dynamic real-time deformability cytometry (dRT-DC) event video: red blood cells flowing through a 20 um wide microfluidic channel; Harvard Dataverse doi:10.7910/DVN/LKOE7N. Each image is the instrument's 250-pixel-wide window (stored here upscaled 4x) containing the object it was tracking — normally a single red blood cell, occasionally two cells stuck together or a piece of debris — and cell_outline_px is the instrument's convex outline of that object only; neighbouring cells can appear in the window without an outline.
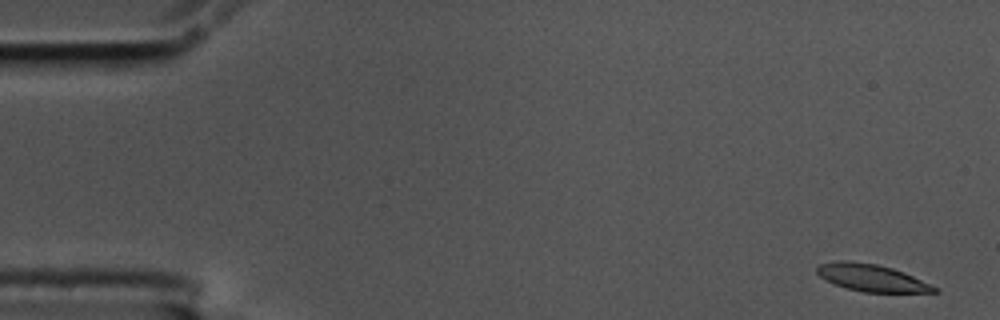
{"species": "common noctule bat (a hibernating species)", "species_latin": "Nyctalus noctula", "temperature_condition": "cold", "stored_images_in_passage": 57, "camera_frame_rate_fps": 3000, "um_per_image_px": 0.085, "animal": {"sex": "male", "body_mass_g": 17.5, "forearm_length_mm": 52.3}, "frame": {"image": 1, "passage_image": 1, "time_ms": 0.0, "image_size_px": [1000, 320], "cell_outline_px": [[940, 292], [864, 292], [848, 288], [836, 284], [820, 276], [816, 272], [816, 268], [820, 264], [840, 260], [848, 260], [876, 264], [892, 268], [904, 272], [940, 288]], "centroid_in_image_um": [74.13, 23.61], "position_along_channel_um": 10.9, "area_um2": 18.38}}
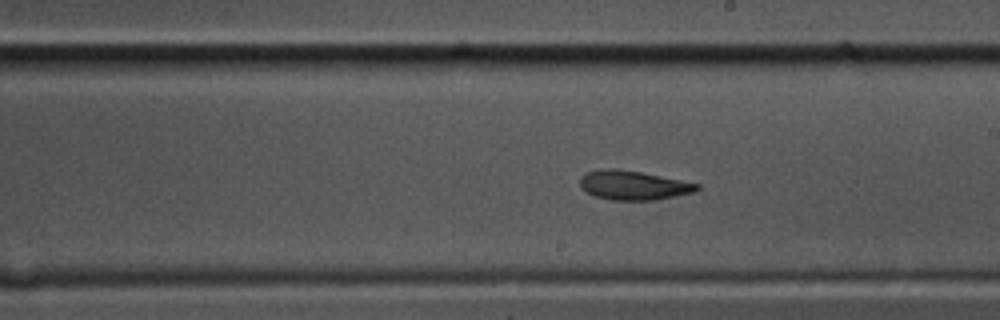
{"frame": {"image": 2, "passage_image": 31, "time_ms": 10.0, "image_size_px": [1000, 320], "cell_outline_px": [[700, 188], [692, 192], [656, 200], [612, 200], [592, 196], [580, 188], [580, 176], [584, 172], [604, 168], [612, 168], [640, 172], [700, 184]], "centroid_in_image_um": [53.75, 15.75], "position_along_channel_um": 235.2, "area_um2": 19.94}}
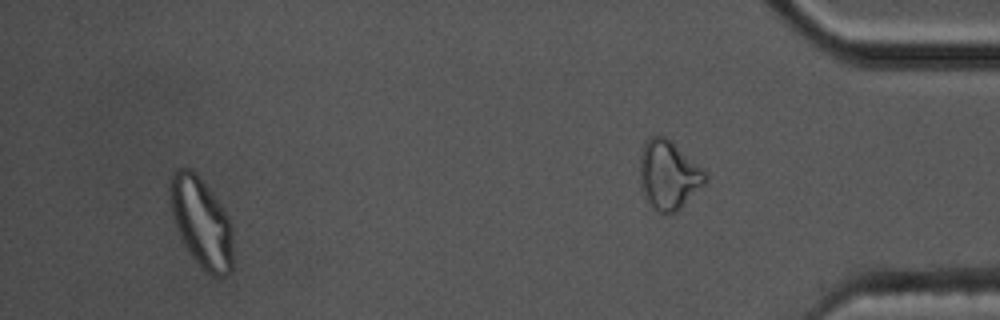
{"frame": {"image": 3, "passage_image": 53, "time_ms": 17.333, "image_size_px": [1000, 320], "cell_outline_px": [[232, 272], [228, 276], [212, 276], [188, 252], [180, 236], [172, 216], [168, 204], [168, 188], [172, 176], [180, 168], [192, 168], [196, 172], [228, 216], [232, 232]], "centroid_in_image_um": [17.09, 18.9], "position_along_channel_um": 418.1, "area_um2": 32.83}, "authors_computed_cell_mechanics": {"area_um2": 19.9988, "velocity_mm_per_s": 3.5032, "shape_relaxation_time_tau1_ms": 9.6379, "shape_relaxation_time_tau2_ms": 6.727, "deformation_change_tau1": 0.2592, "deformation_change_tau2": 0.1314}}